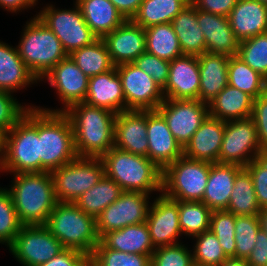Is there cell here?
<instances>
[{"instance_id": "obj_1", "label": "cell", "mask_w": 267, "mask_h": 266, "mask_svg": "<svg viewBox=\"0 0 267 266\" xmlns=\"http://www.w3.org/2000/svg\"><path fill=\"white\" fill-rule=\"evenodd\" d=\"M72 125L78 157H98L114 147V112L86 104L71 105L64 112Z\"/></svg>"}, {"instance_id": "obj_2", "label": "cell", "mask_w": 267, "mask_h": 266, "mask_svg": "<svg viewBox=\"0 0 267 266\" xmlns=\"http://www.w3.org/2000/svg\"><path fill=\"white\" fill-rule=\"evenodd\" d=\"M12 197L20 223L46 225L51 211L57 204L51 172L13 174Z\"/></svg>"}, {"instance_id": "obj_3", "label": "cell", "mask_w": 267, "mask_h": 266, "mask_svg": "<svg viewBox=\"0 0 267 266\" xmlns=\"http://www.w3.org/2000/svg\"><path fill=\"white\" fill-rule=\"evenodd\" d=\"M100 159L105 176L113 179L122 191L162 193L163 170L148 157L113 147Z\"/></svg>"}, {"instance_id": "obj_4", "label": "cell", "mask_w": 267, "mask_h": 266, "mask_svg": "<svg viewBox=\"0 0 267 266\" xmlns=\"http://www.w3.org/2000/svg\"><path fill=\"white\" fill-rule=\"evenodd\" d=\"M2 171L13 174L40 172L38 106L29 107L5 133Z\"/></svg>"}, {"instance_id": "obj_5", "label": "cell", "mask_w": 267, "mask_h": 266, "mask_svg": "<svg viewBox=\"0 0 267 266\" xmlns=\"http://www.w3.org/2000/svg\"><path fill=\"white\" fill-rule=\"evenodd\" d=\"M40 172H52L76 157L73 128L64 112L38 108Z\"/></svg>"}, {"instance_id": "obj_6", "label": "cell", "mask_w": 267, "mask_h": 266, "mask_svg": "<svg viewBox=\"0 0 267 266\" xmlns=\"http://www.w3.org/2000/svg\"><path fill=\"white\" fill-rule=\"evenodd\" d=\"M46 226L65 249L80 251L89 258L100 242L96 218L86 214L72 202H57Z\"/></svg>"}, {"instance_id": "obj_7", "label": "cell", "mask_w": 267, "mask_h": 266, "mask_svg": "<svg viewBox=\"0 0 267 266\" xmlns=\"http://www.w3.org/2000/svg\"><path fill=\"white\" fill-rule=\"evenodd\" d=\"M23 31L16 47L23 62L40 82L45 74L69 55L57 36L37 15L26 22Z\"/></svg>"}, {"instance_id": "obj_8", "label": "cell", "mask_w": 267, "mask_h": 266, "mask_svg": "<svg viewBox=\"0 0 267 266\" xmlns=\"http://www.w3.org/2000/svg\"><path fill=\"white\" fill-rule=\"evenodd\" d=\"M210 163L178 158L162 174V193L176 201L201 202L205 194Z\"/></svg>"}, {"instance_id": "obj_9", "label": "cell", "mask_w": 267, "mask_h": 266, "mask_svg": "<svg viewBox=\"0 0 267 266\" xmlns=\"http://www.w3.org/2000/svg\"><path fill=\"white\" fill-rule=\"evenodd\" d=\"M58 202L74 203L84 192L96 185L105 175L98 157H76L51 172Z\"/></svg>"}, {"instance_id": "obj_10", "label": "cell", "mask_w": 267, "mask_h": 266, "mask_svg": "<svg viewBox=\"0 0 267 266\" xmlns=\"http://www.w3.org/2000/svg\"><path fill=\"white\" fill-rule=\"evenodd\" d=\"M74 3L75 8L71 10L56 9L53 5H47L37 14L57 36L68 55L98 39L86 24L81 9L76 2Z\"/></svg>"}, {"instance_id": "obj_11", "label": "cell", "mask_w": 267, "mask_h": 266, "mask_svg": "<svg viewBox=\"0 0 267 266\" xmlns=\"http://www.w3.org/2000/svg\"><path fill=\"white\" fill-rule=\"evenodd\" d=\"M8 248L22 266H39L65 250L46 225L22 226Z\"/></svg>"}, {"instance_id": "obj_12", "label": "cell", "mask_w": 267, "mask_h": 266, "mask_svg": "<svg viewBox=\"0 0 267 266\" xmlns=\"http://www.w3.org/2000/svg\"><path fill=\"white\" fill-rule=\"evenodd\" d=\"M149 195L151 194L123 191L114 203L97 216L96 227L99 238L110 231L145 223L150 208Z\"/></svg>"}, {"instance_id": "obj_13", "label": "cell", "mask_w": 267, "mask_h": 266, "mask_svg": "<svg viewBox=\"0 0 267 266\" xmlns=\"http://www.w3.org/2000/svg\"><path fill=\"white\" fill-rule=\"evenodd\" d=\"M261 154L258 133L251 118L226 122L219 163L245 167Z\"/></svg>"}, {"instance_id": "obj_14", "label": "cell", "mask_w": 267, "mask_h": 266, "mask_svg": "<svg viewBox=\"0 0 267 266\" xmlns=\"http://www.w3.org/2000/svg\"><path fill=\"white\" fill-rule=\"evenodd\" d=\"M157 111L164 117L177 142L184 148L209 115V106L199 100L164 99Z\"/></svg>"}, {"instance_id": "obj_15", "label": "cell", "mask_w": 267, "mask_h": 266, "mask_svg": "<svg viewBox=\"0 0 267 266\" xmlns=\"http://www.w3.org/2000/svg\"><path fill=\"white\" fill-rule=\"evenodd\" d=\"M125 97V111L157 110L164 101L162 88L154 79L133 63L116 66Z\"/></svg>"}, {"instance_id": "obj_16", "label": "cell", "mask_w": 267, "mask_h": 266, "mask_svg": "<svg viewBox=\"0 0 267 266\" xmlns=\"http://www.w3.org/2000/svg\"><path fill=\"white\" fill-rule=\"evenodd\" d=\"M47 78V79H46ZM48 80L51 87L58 93V98L64 105L62 109H48L38 107L50 112H65L71 105L84 102L89 78L79 69L73 59L68 56L54 66L41 81Z\"/></svg>"}, {"instance_id": "obj_17", "label": "cell", "mask_w": 267, "mask_h": 266, "mask_svg": "<svg viewBox=\"0 0 267 266\" xmlns=\"http://www.w3.org/2000/svg\"><path fill=\"white\" fill-rule=\"evenodd\" d=\"M146 223L154 248L181 243L177 240L182 235L178 201L159 194L150 203Z\"/></svg>"}, {"instance_id": "obj_18", "label": "cell", "mask_w": 267, "mask_h": 266, "mask_svg": "<svg viewBox=\"0 0 267 266\" xmlns=\"http://www.w3.org/2000/svg\"><path fill=\"white\" fill-rule=\"evenodd\" d=\"M147 157L161 170L183 156V148L157 110L147 111Z\"/></svg>"}, {"instance_id": "obj_19", "label": "cell", "mask_w": 267, "mask_h": 266, "mask_svg": "<svg viewBox=\"0 0 267 266\" xmlns=\"http://www.w3.org/2000/svg\"><path fill=\"white\" fill-rule=\"evenodd\" d=\"M114 66L133 63L146 51L145 30L132 20H125L111 33L101 38Z\"/></svg>"}, {"instance_id": "obj_20", "label": "cell", "mask_w": 267, "mask_h": 266, "mask_svg": "<svg viewBox=\"0 0 267 266\" xmlns=\"http://www.w3.org/2000/svg\"><path fill=\"white\" fill-rule=\"evenodd\" d=\"M198 57L183 55L170 61L169 77L162 89L164 99L199 100Z\"/></svg>"}, {"instance_id": "obj_21", "label": "cell", "mask_w": 267, "mask_h": 266, "mask_svg": "<svg viewBox=\"0 0 267 266\" xmlns=\"http://www.w3.org/2000/svg\"><path fill=\"white\" fill-rule=\"evenodd\" d=\"M114 148L147 157V111L127 110L116 115Z\"/></svg>"}, {"instance_id": "obj_22", "label": "cell", "mask_w": 267, "mask_h": 266, "mask_svg": "<svg viewBox=\"0 0 267 266\" xmlns=\"http://www.w3.org/2000/svg\"><path fill=\"white\" fill-rule=\"evenodd\" d=\"M225 121L208 115L183 148V156L210 164L219 162Z\"/></svg>"}, {"instance_id": "obj_23", "label": "cell", "mask_w": 267, "mask_h": 266, "mask_svg": "<svg viewBox=\"0 0 267 266\" xmlns=\"http://www.w3.org/2000/svg\"><path fill=\"white\" fill-rule=\"evenodd\" d=\"M197 21L204 34L206 52L229 57L238 54L239 41L231 29L228 17L197 9Z\"/></svg>"}, {"instance_id": "obj_24", "label": "cell", "mask_w": 267, "mask_h": 266, "mask_svg": "<svg viewBox=\"0 0 267 266\" xmlns=\"http://www.w3.org/2000/svg\"><path fill=\"white\" fill-rule=\"evenodd\" d=\"M86 104L108 109L115 114L125 111V97L122 82L116 67L112 70L90 77Z\"/></svg>"}, {"instance_id": "obj_25", "label": "cell", "mask_w": 267, "mask_h": 266, "mask_svg": "<svg viewBox=\"0 0 267 266\" xmlns=\"http://www.w3.org/2000/svg\"><path fill=\"white\" fill-rule=\"evenodd\" d=\"M228 19L239 42L267 32V6L258 0H237Z\"/></svg>"}, {"instance_id": "obj_26", "label": "cell", "mask_w": 267, "mask_h": 266, "mask_svg": "<svg viewBox=\"0 0 267 266\" xmlns=\"http://www.w3.org/2000/svg\"><path fill=\"white\" fill-rule=\"evenodd\" d=\"M230 57L204 52L198 56L200 71L199 101L209 104L228 85Z\"/></svg>"}, {"instance_id": "obj_27", "label": "cell", "mask_w": 267, "mask_h": 266, "mask_svg": "<svg viewBox=\"0 0 267 266\" xmlns=\"http://www.w3.org/2000/svg\"><path fill=\"white\" fill-rule=\"evenodd\" d=\"M242 168L236 164L219 162L210 164L206 190L201 202L205 203L212 211L226 210L236 175Z\"/></svg>"}, {"instance_id": "obj_28", "label": "cell", "mask_w": 267, "mask_h": 266, "mask_svg": "<svg viewBox=\"0 0 267 266\" xmlns=\"http://www.w3.org/2000/svg\"><path fill=\"white\" fill-rule=\"evenodd\" d=\"M37 81L19 56L17 47L0 41V91L13 93Z\"/></svg>"}, {"instance_id": "obj_29", "label": "cell", "mask_w": 267, "mask_h": 266, "mask_svg": "<svg viewBox=\"0 0 267 266\" xmlns=\"http://www.w3.org/2000/svg\"><path fill=\"white\" fill-rule=\"evenodd\" d=\"M183 55L200 56L206 52L203 31L198 25L197 9L190 2L171 21Z\"/></svg>"}, {"instance_id": "obj_30", "label": "cell", "mask_w": 267, "mask_h": 266, "mask_svg": "<svg viewBox=\"0 0 267 266\" xmlns=\"http://www.w3.org/2000/svg\"><path fill=\"white\" fill-rule=\"evenodd\" d=\"M253 98L229 84L208 104L209 115L221 121L251 118Z\"/></svg>"}, {"instance_id": "obj_31", "label": "cell", "mask_w": 267, "mask_h": 266, "mask_svg": "<svg viewBox=\"0 0 267 266\" xmlns=\"http://www.w3.org/2000/svg\"><path fill=\"white\" fill-rule=\"evenodd\" d=\"M100 240L110 249L129 254L151 255L155 250L146 222L110 231Z\"/></svg>"}, {"instance_id": "obj_32", "label": "cell", "mask_w": 267, "mask_h": 266, "mask_svg": "<svg viewBox=\"0 0 267 266\" xmlns=\"http://www.w3.org/2000/svg\"><path fill=\"white\" fill-rule=\"evenodd\" d=\"M88 27L98 37L111 33L124 21L110 0H76Z\"/></svg>"}, {"instance_id": "obj_33", "label": "cell", "mask_w": 267, "mask_h": 266, "mask_svg": "<svg viewBox=\"0 0 267 266\" xmlns=\"http://www.w3.org/2000/svg\"><path fill=\"white\" fill-rule=\"evenodd\" d=\"M190 3V0H143L132 21L146 29L171 21Z\"/></svg>"}, {"instance_id": "obj_34", "label": "cell", "mask_w": 267, "mask_h": 266, "mask_svg": "<svg viewBox=\"0 0 267 266\" xmlns=\"http://www.w3.org/2000/svg\"><path fill=\"white\" fill-rule=\"evenodd\" d=\"M120 186L111 178L103 176L92 188L84 192L74 203L86 214L97 216L122 193Z\"/></svg>"}, {"instance_id": "obj_35", "label": "cell", "mask_w": 267, "mask_h": 266, "mask_svg": "<svg viewBox=\"0 0 267 266\" xmlns=\"http://www.w3.org/2000/svg\"><path fill=\"white\" fill-rule=\"evenodd\" d=\"M144 30L146 52L167 61L183 56L171 23L153 25Z\"/></svg>"}, {"instance_id": "obj_36", "label": "cell", "mask_w": 267, "mask_h": 266, "mask_svg": "<svg viewBox=\"0 0 267 266\" xmlns=\"http://www.w3.org/2000/svg\"><path fill=\"white\" fill-rule=\"evenodd\" d=\"M69 56L88 78L108 72L115 67L101 38L91 45L74 50Z\"/></svg>"}, {"instance_id": "obj_37", "label": "cell", "mask_w": 267, "mask_h": 266, "mask_svg": "<svg viewBox=\"0 0 267 266\" xmlns=\"http://www.w3.org/2000/svg\"><path fill=\"white\" fill-rule=\"evenodd\" d=\"M228 84L256 99L266 93L267 80L235 55L228 63Z\"/></svg>"}, {"instance_id": "obj_38", "label": "cell", "mask_w": 267, "mask_h": 266, "mask_svg": "<svg viewBox=\"0 0 267 266\" xmlns=\"http://www.w3.org/2000/svg\"><path fill=\"white\" fill-rule=\"evenodd\" d=\"M226 211L236 216H253L260 212L251 175L244 167L236 175Z\"/></svg>"}, {"instance_id": "obj_39", "label": "cell", "mask_w": 267, "mask_h": 266, "mask_svg": "<svg viewBox=\"0 0 267 266\" xmlns=\"http://www.w3.org/2000/svg\"><path fill=\"white\" fill-rule=\"evenodd\" d=\"M182 235L194 236L209 230L212 210L203 202L178 201Z\"/></svg>"}, {"instance_id": "obj_40", "label": "cell", "mask_w": 267, "mask_h": 266, "mask_svg": "<svg viewBox=\"0 0 267 266\" xmlns=\"http://www.w3.org/2000/svg\"><path fill=\"white\" fill-rule=\"evenodd\" d=\"M150 257L110 249L100 240L89 258V266H150Z\"/></svg>"}, {"instance_id": "obj_41", "label": "cell", "mask_w": 267, "mask_h": 266, "mask_svg": "<svg viewBox=\"0 0 267 266\" xmlns=\"http://www.w3.org/2000/svg\"><path fill=\"white\" fill-rule=\"evenodd\" d=\"M237 56L267 80V32L239 42Z\"/></svg>"}, {"instance_id": "obj_42", "label": "cell", "mask_w": 267, "mask_h": 266, "mask_svg": "<svg viewBox=\"0 0 267 266\" xmlns=\"http://www.w3.org/2000/svg\"><path fill=\"white\" fill-rule=\"evenodd\" d=\"M194 237L196 239L192 252L194 265L220 266L227 259L216 235L210 230Z\"/></svg>"}, {"instance_id": "obj_43", "label": "cell", "mask_w": 267, "mask_h": 266, "mask_svg": "<svg viewBox=\"0 0 267 266\" xmlns=\"http://www.w3.org/2000/svg\"><path fill=\"white\" fill-rule=\"evenodd\" d=\"M209 230L214 233L227 258H235V215L226 210H214Z\"/></svg>"}, {"instance_id": "obj_44", "label": "cell", "mask_w": 267, "mask_h": 266, "mask_svg": "<svg viewBox=\"0 0 267 266\" xmlns=\"http://www.w3.org/2000/svg\"><path fill=\"white\" fill-rule=\"evenodd\" d=\"M260 230L258 215H235V258L246 259Z\"/></svg>"}, {"instance_id": "obj_45", "label": "cell", "mask_w": 267, "mask_h": 266, "mask_svg": "<svg viewBox=\"0 0 267 266\" xmlns=\"http://www.w3.org/2000/svg\"><path fill=\"white\" fill-rule=\"evenodd\" d=\"M22 226L9 191L0 187V243L8 247Z\"/></svg>"}, {"instance_id": "obj_46", "label": "cell", "mask_w": 267, "mask_h": 266, "mask_svg": "<svg viewBox=\"0 0 267 266\" xmlns=\"http://www.w3.org/2000/svg\"><path fill=\"white\" fill-rule=\"evenodd\" d=\"M182 243L155 248L150 266H193L192 250Z\"/></svg>"}, {"instance_id": "obj_47", "label": "cell", "mask_w": 267, "mask_h": 266, "mask_svg": "<svg viewBox=\"0 0 267 266\" xmlns=\"http://www.w3.org/2000/svg\"><path fill=\"white\" fill-rule=\"evenodd\" d=\"M244 168L251 175L260 210L267 209V154L256 156Z\"/></svg>"}, {"instance_id": "obj_48", "label": "cell", "mask_w": 267, "mask_h": 266, "mask_svg": "<svg viewBox=\"0 0 267 266\" xmlns=\"http://www.w3.org/2000/svg\"><path fill=\"white\" fill-rule=\"evenodd\" d=\"M12 93L0 91V134L7 133L32 106H23Z\"/></svg>"}, {"instance_id": "obj_49", "label": "cell", "mask_w": 267, "mask_h": 266, "mask_svg": "<svg viewBox=\"0 0 267 266\" xmlns=\"http://www.w3.org/2000/svg\"><path fill=\"white\" fill-rule=\"evenodd\" d=\"M133 64L152 77L159 87L162 89L165 87L169 77L170 61L145 51Z\"/></svg>"}, {"instance_id": "obj_50", "label": "cell", "mask_w": 267, "mask_h": 266, "mask_svg": "<svg viewBox=\"0 0 267 266\" xmlns=\"http://www.w3.org/2000/svg\"><path fill=\"white\" fill-rule=\"evenodd\" d=\"M262 154H267V93L253 100L251 113Z\"/></svg>"}, {"instance_id": "obj_51", "label": "cell", "mask_w": 267, "mask_h": 266, "mask_svg": "<svg viewBox=\"0 0 267 266\" xmlns=\"http://www.w3.org/2000/svg\"><path fill=\"white\" fill-rule=\"evenodd\" d=\"M39 266H89V257L80 251L65 249L59 255Z\"/></svg>"}, {"instance_id": "obj_52", "label": "cell", "mask_w": 267, "mask_h": 266, "mask_svg": "<svg viewBox=\"0 0 267 266\" xmlns=\"http://www.w3.org/2000/svg\"><path fill=\"white\" fill-rule=\"evenodd\" d=\"M196 9L228 17L237 0H190Z\"/></svg>"}, {"instance_id": "obj_53", "label": "cell", "mask_w": 267, "mask_h": 266, "mask_svg": "<svg viewBox=\"0 0 267 266\" xmlns=\"http://www.w3.org/2000/svg\"><path fill=\"white\" fill-rule=\"evenodd\" d=\"M249 266H267V233L259 230L256 235L255 246L245 259Z\"/></svg>"}, {"instance_id": "obj_54", "label": "cell", "mask_w": 267, "mask_h": 266, "mask_svg": "<svg viewBox=\"0 0 267 266\" xmlns=\"http://www.w3.org/2000/svg\"><path fill=\"white\" fill-rule=\"evenodd\" d=\"M125 20H132L143 0H110Z\"/></svg>"}, {"instance_id": "obj_55", "label": "cell", "mask_w": 267, "mask_h": 266, "mask_svg": "<svg viewBox=\"0 0 267 266\" xmlns=\"http://www.w3.org/2000/svg\"><path fill=\"white\" fill-rule=\"evenodd\" d=\"M38 0H0V7L7 11L18 13L22 10L36 5Z\"/></svg>"}, {"instance_id": "obj_56", "label": "cell", "mask_w": 267, "mask_h": 266, "mask_svg": "<svg viewBox=\"0 0 267 266\" xmlns=\"http://www.w3.org/2000/svg\"><path fill=\"white\" fill-rule=\"evenodd\" d=\"M220 266H249L245 259L227 258Z\"/></svg>"}, {"instance_id": "obj_57", "label": "cell", "mask_w": 267, "mask_h": 266, "mask_svg": "<svg viewBox=\"0 0 267 266\" xmlns=\"http://www.w3.org/2000/svg\"><path fill=\"white\" fill-rule=\"evenodd\" d=\"M257 215L260 229L267 233V209H261Z\"/></svg>"}, {"instance_id": "obj_58", "label": "cell", "mask_w": 267, "mask_h": 266, "mask_svg": "<svg viewBox=\"0 0 267 266\" xmlns=\"http://www.w3.org/2000/svg\"><path fill=\"white\" fill-rule=\"evenodd\" d=\"M4 135L0 134V172H2Z\"/></svg>"}, {"instance_id": "obj_59", "label": "cell", "mask_w": 267, "mask_h": 266, "mask_svg": "<svg viewBox=\"0 0 267 266\" xmlns=\"http://www.w3.org/2000/svg\"><path fill=\"white\" fill-rule=\"evenodd\" d=\"M258 1L267 6V0H258Z\"/></svg>"}]
</instances>
